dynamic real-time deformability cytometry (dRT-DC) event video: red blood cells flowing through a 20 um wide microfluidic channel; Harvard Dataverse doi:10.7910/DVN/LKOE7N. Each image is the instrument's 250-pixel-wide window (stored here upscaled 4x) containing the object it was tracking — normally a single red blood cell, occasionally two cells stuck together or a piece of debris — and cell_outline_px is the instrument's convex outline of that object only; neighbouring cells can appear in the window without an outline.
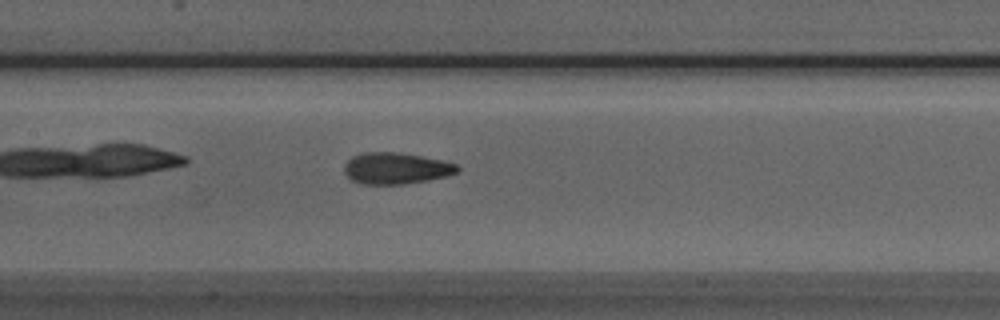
{"species": "Egyptian fruit bat (a non-hibernating species)", "species_latin": "Rousettus aegyptiacus", "temperature_condition": "room temperature", "stored_images_in_passage": 41, "segment_of_instrument_passage": [1, 2], "camera_frame_rate_fps": 3000, "um_per_image_px": 0.085, "animal": {"sex": "male"}, "frame": {"image": 1, "passage_image": 12, "time_ms": 3.667, "image_size_px": [1000, 320], "cell_outline_px": [[460, 172], [428, 180], [404, 184], [360, 184], [352, 180], [344, 172], [344, 164], [352, 156], [364, 152], [400, 152], [440, 160], [456, 164], [460, 168]], "centroid_in_image_um": [33.64, 14.3], "position_along_channel_um": 173.8, "area_um2": 20.69}}
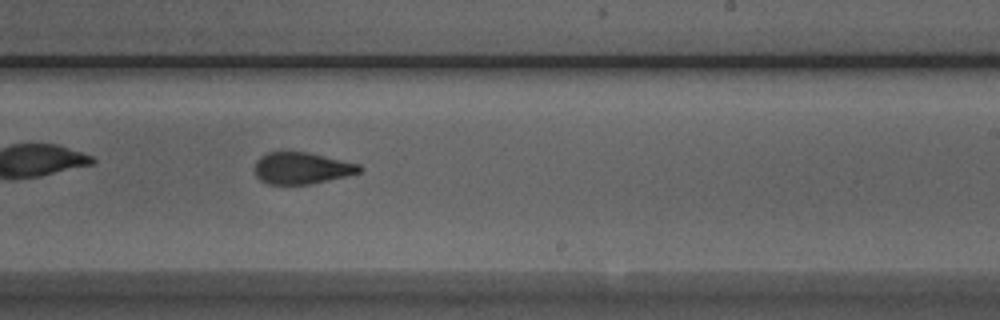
{"frame": {"image": 2, "passage_image": 19, "time_ms": 6.0, "image_size_px": [1000, 320], "cell_outline_px": [[364, 168], [360, 172], [328, 180], [308, 184], [268, 184], [260, 180], [256, 176], [252, 168], [256, 160], [260, 156], [268, 152], [308, 152], [360, 164]], "centroid_in_image_um": [25.6, 14.29], "position_along_channel_um": 263.4, "area_um2": 19.42}}
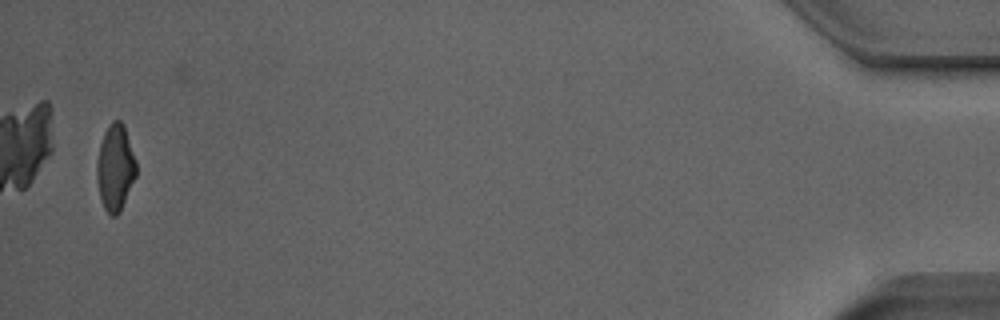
{"frame": {"image": 3, "passage_image": 39, "time_ms": 12.667, "image_size_px": [1000, 320], "cell_outline_px": [[136, 176], [120, 212], [116, 216], [112, 216], [104, 208], [100, 196], [96, 176], [96, 164], [100, 144], [104, 132], [112, 120], [120, 120], [124, 124], [136, 160]], "centroid_in_image_um": [9.8, 14.23], "position_along_channel_um": 425.4, "area_um2": 19.83}}